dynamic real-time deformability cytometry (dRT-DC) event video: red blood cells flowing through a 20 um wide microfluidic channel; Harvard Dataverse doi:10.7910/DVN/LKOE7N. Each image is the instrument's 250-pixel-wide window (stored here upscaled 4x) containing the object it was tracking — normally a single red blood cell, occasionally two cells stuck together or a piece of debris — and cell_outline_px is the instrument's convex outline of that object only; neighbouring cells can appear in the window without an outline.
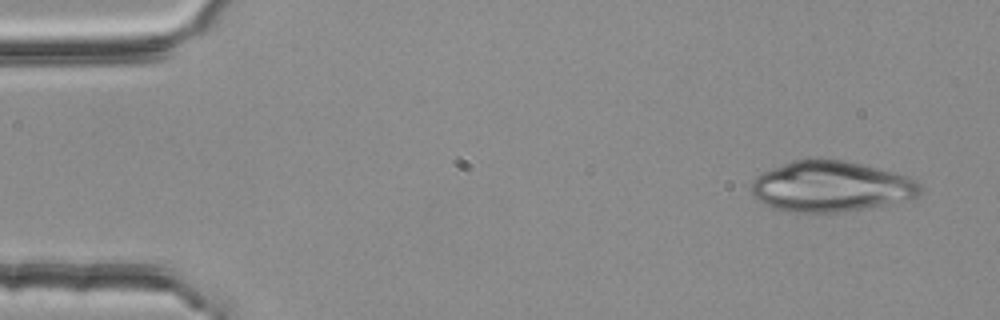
{"species": "common noctule bat (a hibernating species)", "species_latin": "Nyctalus noctula", "temperature_condition": "room temperature", "stored_images_in_passage": 3, "camera_frame_rate_fps": 3000, "um_per_image_px": 0.085, "animal": {"sex": "female", "body_mass_g": 25.1}, "frame": {"image": 1, "passage_image": 1, "time_ms": 0.0, "image_size_px": [1000, 320], "cell_outline_px": [[924, 188], [920, 196], [912, 200], [864, 208], [836, 212], [784, 212], [772, 208], [764, 204], [752, 196], [752, 180], [756, 176], [772, 168], [792, 160], [844, 160], [896, 172], [908, 176], [916, 180]], "centroid_in_image_um": [70.67, 15.86], "position_along_channel_um": 14.3, "area_um2": 50.11}}